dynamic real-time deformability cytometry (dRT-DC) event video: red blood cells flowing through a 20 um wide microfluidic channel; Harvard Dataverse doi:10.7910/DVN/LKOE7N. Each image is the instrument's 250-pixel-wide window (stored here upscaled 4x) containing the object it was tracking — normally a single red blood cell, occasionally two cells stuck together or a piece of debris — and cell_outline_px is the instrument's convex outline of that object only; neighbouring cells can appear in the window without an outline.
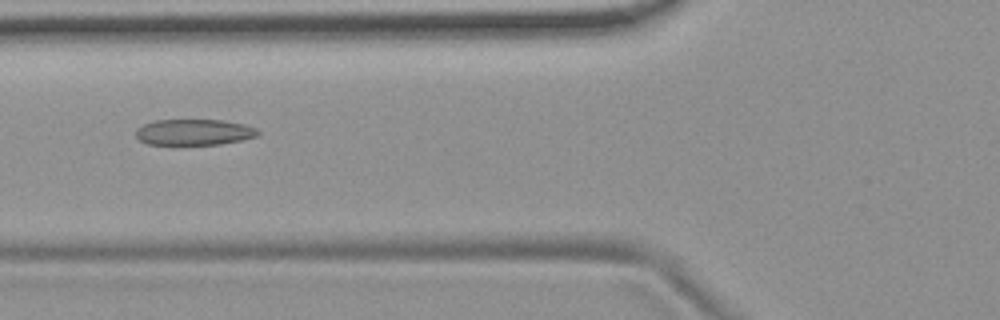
{"species": "common noctule bat (a hibernating species)", "species_latin": "Nyctalus noctula", "temperature_condition": "room temperature", "stored_images_in_passage": 37, "camera_frame_rate_fps": 3000, "um_per_image_px": 0.085, "animal": {"sex": "female", "body_mass_g": 19.9}, "frame": {"image": 1, "passage_image": 4, "time_ms": 1.0, "image_size_px": [1000, 320], "cell_outline_px": [[260, 132], [256, 136], [240, 140], [220, 144], [148, 144], [140, 140], [136, 136], [136, 128], [152, 120], [224, 120], [244, 124], [256, 128]], "centroid_in_image_um": [16.48, 11.22], "position_along_channel_um": 109.3, "area_um2": 18.38}}
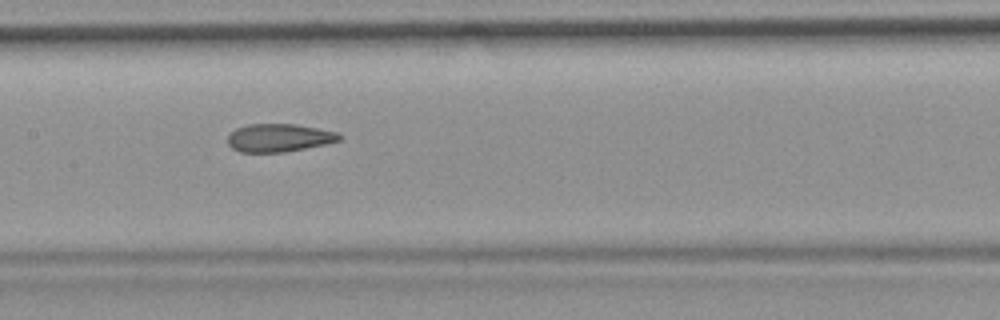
{"frame": {"image": 2, "passage_image": 10, "time_ms": 3.0, "image_size_px": [1000, 320], "cell_outline_px": [[344, 136], [340, 140], [324, 144], [284, 152], [240, 152], [232, 148], [228, 144], [228, 136], [236, 128], [248, 124], [296, 124], [336, 132]], "centroid_in_image_um": [23.7, 11.71], "position_along_channel_um": 183.7, "area_um2": 18.09}}
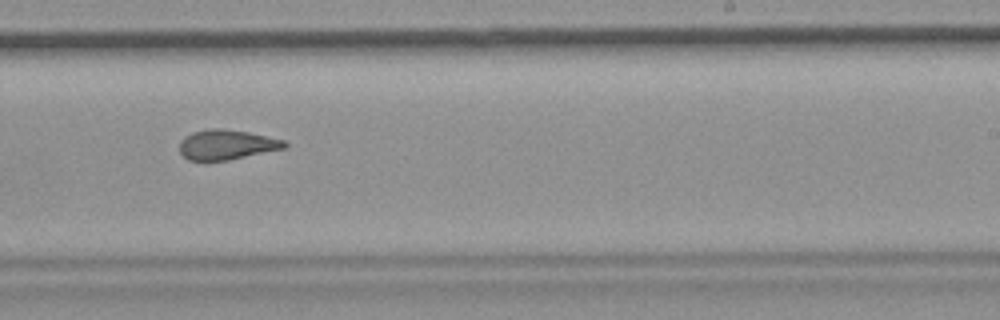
{"frame": {"image": 3, "passage_image": 17, "time_ms": 5.333, "image_size_px": [1000, 320], "cell_outline_px": [[288, 148], [228, 160], [188, 160], [180, 152], [180, 140], [184, 136], [192, 132], [208, 128], [220, 128], [248, 132], [284, 140], [288, 144]], "centroid_in_image_um": [19.28, 12.29], "position_along_channel_um": 269.7, "area_um2": 18.38}, "authors_computed_cell_mechanics": {"area_um2": 19.2474, "velocity_mm_per_s": 3.7109, "shape_relaxation_time_tau1_ms": null, "shape_relaxation_time_tau2_ms": 1.8505, "deformation_change_tau1": null, "deformation_change_tau2": 0.0898}}